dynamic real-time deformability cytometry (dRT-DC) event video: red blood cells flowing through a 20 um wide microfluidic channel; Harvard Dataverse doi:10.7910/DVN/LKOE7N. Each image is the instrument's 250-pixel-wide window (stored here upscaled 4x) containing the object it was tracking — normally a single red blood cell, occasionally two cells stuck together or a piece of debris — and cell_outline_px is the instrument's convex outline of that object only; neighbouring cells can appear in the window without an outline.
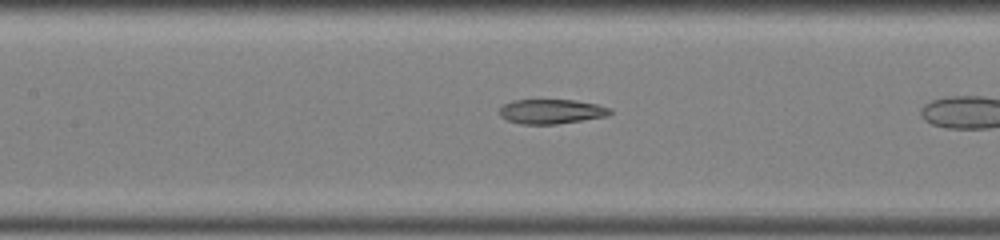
{"species": "common noctule bat (a hibernating species)", "species_latin": "Nyctalus noctula", "temperature_condition": "room temperature", "stored_images_in_passage": 6, "camera_frame_rate_fps": 3000, "um_per_image_px": 0.085, "animal": {"sex": "female", "body_mass_g": 22.0, "forearm_length_mm": 56.7}, "frame": {"image": 1, "passage_image": 5, "time_ms": 1.333, "image_size_px": [1000, 240], "cell_outline_px": [[612, 112], [608, 116], [556, 124], [520, 124], [508, 120], [500, 116], [500, 108], [504, 104], [512, 100], [576, 100], [596, 104], [612, 108]], "centroid_in_image_um": [46.88, 9.47], "position_along_channel_um": 160.5, "area_um2": 15.84}}